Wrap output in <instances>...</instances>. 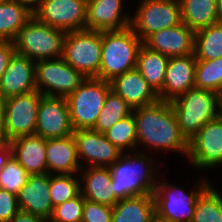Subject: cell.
I'll return each instance as SVG.
<instances>
[{
    "label": "cell",
    "mask_w": 222,
    "mask_h": 222,
    "mask_svg": "<svg viewBox=\"0 0 222 222\" xmlns=\"http://www.w3.org/2000/svg\"><path fill=\"white\" fill-rule=\"evenodd\" d=\"M50 174L30 175L27 183L17 194L20 210L38 215L48 221L54 206L49 195Z\"/></svg>",
    "instance_id": "cell-20"
},
{
    "label": "cell",
    "mask_w": 222,
    "mask_h": 222,
    "mask_svg": "<svg viewBox=\"0 0 222 222\" xmlns=\"http://www.w3.org/2000/svg\"><path fill=\"white\" fill-rule=\"evenodd\" d=\"M78 176L79 174H50L49 195L54 207L81 193V180Z\"/></svg>",
    "instance_id": "cell-33"
},
{
    "label": "cell",
    "mask_w": 222,
    "mask_h": 222,
    "mask_svg": "<svg viewBox=\"0 0 222 222\" xmlns=\"http://www.w3.org/2000/svg\"><path fill=\"white\" fill-rule=\"evenodd\" d=\"M10 141L5 126V101L0 96V144Z\"/></svg>",
    "instance_id": "cell-42"
},
{
    "label": "cell",
    "mask_w": 222,
    "mask_h": 222,
    "mask_svg": "<svg viewBox=\"0 0 222 222\" xmlns=\"http://www.w3.org/2000/svg\"><path fill=\"white\" fill-rule=\"evenodd\" d=\"M78 159H85L87 167H110L122 155L103 133L92 129H78L73 132Z\"/></svg>",
    "instance_id": "cell-15"
},
{
    "label": "cell",
    "mask_w": 222,
    "mask_h": 222,
    "mask_svg": "<svg viewBox=\"0 0 222 222\" xmlns=\"http://www.w3.org/2000/svg\"><path fill=\"white\" fill-rule=\"evenodd\" d=\"M187 158L197 169L222 164V116L207 122L189 140Z\"/></svg>",
    "instance_id": "cell-13"
},
{
    "label": "cell",
    "mask_w": 222,
    "mask_h": 222,
    "mask_svg": "<svg viewBox=\"0 0 222 222\" xmlns=\"http://www.w3.org/2000/svg\"><path fill=\"white\" fill-rule=\"evenodd\" d=\"M33 11L16 0H0V40L14 41Z\"/></svg>",
    "instance_id": "cell-28"
},
{
    "label": "cell",
    "mask_w": 222,
    "mask_h": 222,
    "mask_svg": "<svg viewBox=\"0 0 222 222\" xmlns=\"http://www.w3.org/2000/svg\"><path fill=\"white\" fill-rule=\"evenodd\" d=\"M140 3L131 16L130 28L142 41L155 32L182 23L179 0H141Z\"/></svg>",
    "instance_id": "cell-10"
},
{
    "label": "cell",
    "mask_w": 222,
    "mask_h": 222,
    "mask_svg": "<svg viewBox=\"0 0 222 222\" xmlns=\"http://www.w3.org/2000/svg\"><path fill=\"white\" fill-rule=\"evenodd\" d=\"M212 187L199 196L192 222H222V195Z\"/></svg>",
    "instance_id": "cell-31"
},
{
    "label": "cell",
    "mask_w": 222,
    "mask_h": 222,
    "mask_svg": "<svg viewBox=\"0 0 222 222\" xmlns=\"http://www.w3.org/2000/svg\"><path fill=\"white\" fill-rule=\"evenodd\" d=\"M182 23L194 32L218 22L217 0H179Z\"/></svg>",
    "instance_id": "cell-27"
},
{
    "label": "cell",
    "mask_w": 222,
    "mask_h": 222,
    "mask_svg": "<svg viewBox=\"0 0 222 222\" xmlns=\"http://www.w3.org/2000/svg\"><path fill=\"white\" fill-rule=\"evenodd\" d=\"M112 222H156L153 194L120 199L113 206Z\"/></svg>",
    "instance_id": "cell-25"
},
{
    "label": "cell",
    "mask_w": 222,
    "mask_h": 222,
    "mask_svg": "<svg viewBox=\"0 0 222 222\" xmlns=\"http://www.w3.org/2000/svg\"><path fill=\"white\" fill-rule=\"evenodd\" d=\"M222 83V56L212 60H197L195 88L215 92Z\"/></svg>",
    "instance_id": "cell-34"
},
{
    "label": "cell",
    "mask_w": 222,
    "mask_h": 222,
    "mask_svg": "<svg viewBox=\"0 0 222 222\" xmlns=\"http://www.w3.org/2000/svg\"><path fill=\"white\" fill-rule=\"evenodd\" d=\"M170 104L181 133L189 141L207 122L219 116L215 92L191 88Z\"/></svg>",
    "instance_id": "cell-4"
},
{
    "label": "cell",
    "mask_w": 222,
    "mask_h": 222,
    "mask_svg": "<svg viewBox=\"0 0 222 222\" xmlns=\"http://www.w3.org/2000/svg\"><path fill=\"white\" fill-rule=\"evenodd\" d=\"M29 176L25 168L12 156L0 173V188L17 195Z\"/></svg>",
    "instance_id": "cell-35"
},
{
    "label": "cell",
    "mask_w": 222,
    "mask_h": 222,
    "mask_svg": "<svg viewBox=\"0 0 222 222\" xmlns=\"http://www.w3.org/2000/svg\"><path fill=\"white\" fill-rule=\"evenodd\" d=\"M218 22L222 23V0H217Z\"/></svg>",
    "instance_id": "cell-45"
},
{
    "label": "cell",
    "mask_w": 222,
    "mask_h": 222,
    "mask_svg": "<svg viewBox=\"0 0 222 222\" xmlns=\"http://www.w3.org/2000/svg\"><path fill=\"white\" fill-rule=\"evenodd\" d=\"M33 16L66 33L83 30L86 29L87 0H40Z\"/></svg>",
    "instance_id": "cell-11"
},
{
    "label": "cell",
    "mask_w": 222,
    "mask_h": 222,
    "mask_svg": "<svg viewBox=\"0 0 222 222\" xmlns=\"http://www.w3.org/2000/svg\"><path fill=\"white\" fill-rule=\"evenodd\" d=\"M102 32L76 30L67 32L62 58L86 78H97L101 65Z\"/></svg>",
    "instance_id": "cell-8"
},
{
    "label": "cell",
    "mask_w": 222,
    "mask_h": 222,
    "mask_svg": "<svg viewBox=\"0 0 222 222\" xmlns=\"http://www.w3.org/2000/svg\"><path fill=\"white\" fill-rule=\"evenodd\" d=\"M29 7L32 11L39 5L40 0H16Z\"/></svg>",
    "instance_id": "cell-44"
},
{
    "label": "cell",
    "mask_w": 222,
    "mask_h": 222,
    "mask_svg": "<svg viewBox=\"0 0 222 222\" xmlns=\"http://www.w3.org/2000/svg\"><path fill=\"white\" fill-rule=\"evenodd\" d=\"M33 60L14 53L0 80V96L3 99L37 90Z\"/></svg>",
    "instance_id": "cell-18"
},
{
    "label": "cell",
    "mask_w": 222,
    "mask_h": 222,
    "mask_svg": "<svg viewBox=\"0 0 222 222\" xmlns=\"http://www.w3.org/2000/svg\"><path fill=\"white\" fill-rule=\"evenodd\" d=\"M122 153L137 148L136 122L133 112L103 133ZM131 149L133 151H131Z\"/></svg>",
    "instance_id": "cell-32"
},
{
    "label": "cell",
    "mask_w": 222,
    "mask_h": 222,
    "mask_svg": "<svg viewBox=\"0 0 222 222\" xmlns=\"http://www.w3.org/2000/svg\"><path fill=\"white\" fill-rule=\"evenodd\" d=\"M19 210L17 195L0 188V222H10Z\"/></svg>",
    "instance_id": "cell-38"
},
{
    "label": "cell",
    "mask_w": 222,
    "mask_h": 222,
    "mask_svg": "<svg viewBox=\"0 0 222 222\" xmlns=\"http://www.w3.org/2000/svg\"><path fill=\"white\" fill-rule=\"evenodd\" d=\"M15 52L14 43L12 41L0 40V80L9 60Z\"/></svg>",
    "instance_id": "cell-39"
},
{
    "label": "cell",
    "mask_w": 222,
    "mask_h": 222,
    "mask_svg": "<svg viewBox=\"0 0 222 222\" xmlns=\"http://www.w3.org/2000/svg\"><path fill=\"white\" fill-rule=\"evenodd\" d=\"M132 112L136 122L137 147L143 144L153 151L174 150L187 158L189 141L181 133L170 102L159 100Z\"/></svg>",
    "instance_id": "cell-1"
},
{
    "label": "cell",
    "mask_w": 222,
    "mask_h": 222,
    "mask_svg": "<svg viewBox=\"0 0 222 222\" xmlns=\"http://www.w3.org/2000/svg\"><path fill=\"white\" fill-rule=\"evenodd\" d=\"M84 197L78 196L55 206L51 218L46 222H82Z\"/></svg>",
    "instance_id": "cell-36"
},
{
    "label": "cell",
    "mask_w": 222,
    "mask_h": 222,
    "mask_svg": "<svg viewBox=\"0 0 222 222\" xmlns=\"http://www.w3.org/2000/svg\"><path fill=\"white\" fill-rule=\"evenodd\" d=\"M13 156L29 175L48 173L46 139L37 135H24L11 140Z\"/></svg>",
    "instance_id": "cell-24"
},
{
    "label": "cell",
    "mask_w": 222,
    "mask_h": 222,
    "mask_svg": "<svg viewBox=\"0 0 222 222\" xmlns=\"http://www.w3.org/2000/svg\"><path fill=\"white\" fill-rule=\"evenodd\" d=\"M43 95L34 90L4 99L8 139L35 134L38 106Z\"/></svg>",
    "instance_id": "cell-12"
},
{
    "label": "cell",
    "mask_w": 222,
    "mask_h": 222,
    "mask_svg": "<svg viewBox=\"0 0 222 222\" xmlns=\"http://www.w3.org/2000/svg\"><path fill=\"white\" fill-rule=\"evenodd\" d=\"M195 32L186 24L162 29L149 35L143 44L167 57L194 54Z\"/></svg>",
    "instance_id": "cell-17"
},
{
    "label": "cell",
    "mask_w": 222,
    "mask_h": 222,
    "mask_svg": "<svg viewBox=\"0 0 222 222\" xmlns=\"http://www.w3.org/2000/svg\"><path fill=\"white\" fill-rule=\"evenodd\" d=\"M216 95V105L219 116H222V83L219 85L217 90L215 91Z\"/></svg>",
    "instance_id": "cell-43"
},
{
    "label": "cell",
    "mask_w": 222,
    "mask_h": 222,
    "mask_svg": "<svg viewBox=\"0 0 222 222\" xmlns=\"http://www.w3.org/2000/svg\"><path fill=\"white\" fill-rule=\"evenodd\" d=\"M154 161L147 152L122 153L109 167L114 195L120 200L153 194L157 185Z\"/></svg>",
    "instance_id": "cell-2"
},
{
    "label": "cell",
    "mask_w": 222,
    "mask_h": 222,
    "mask_svg": "<svg viewBox=\"0 0 222 222\" xmlns=\"http://www.w3.org/2000/svg\"><path fill=\"white\" fill-rule=\"evenodd\" d=\"M196 60H212L222 56V23L217 22L195 32Z\"/></svg>",
    "instance_id": "cell-29"
},
{
    "label": "cell",
    "mask_w": 222,
    "mask_h": 222,
    "mask_svg": "<svg viewBox=\"0 0 222 222\" xmlns=\"http://www.w3.org/2000/svg\"><path fill=\"white\" fill-rule=\"evenodd\" d=\"M76 141L73 134L46 139V164L49 174H78L79 164Z\"/></svg>",
    "instance_id": "cell-22"
},
{
    "label": "cell",
    "mask_w": 222,
    "mask_h": 222,
    "mask_svg": "<svg viewBox=\"0 0 222 222\" xmlns=\"http://www.w3.org/2000/svg\"><path fill=\"white\" fill-rule=\"evenodd\" d=\"M168 59L169 57L146 47L144 44L138 52L136 69L157 94L163 88Z\"/></svg>",
    "instance_id": "cell-26"
},
{
    "label": "cell",
    "mask_w": 222,
    "mask_h": 222,
    "mask_svg": "<svg viewBox=\"0 0 222 222\" xmlns=\"http://www.w3.org/2000/svg\"><path fill=\"white\" fill-rule=\"evenodd\" d=\"M132 110L122 97L110 90L92 130L104 133L115 123L130 115Z\"/></svg>",
    "instance_id": "cell-30"
},
{
    "label": "cell",
    "mask_w": 222,
    "mask_h": 222,
    "mask_svg": "<svg viewBox=\"0 0 222 222\" xmlns=\"http://www.w3.org/2000/svg\"><path fill=\"white\" fill-rule=\"evenodd\" d=\"M10 222H46L41 217L19 210Z\"/></svg>",
    "instance_id": "cell-41"
},
{
    "label": "cell",
    "mask_w": 222,
    "mask_h": 222,
    "mask_svg": "<svg viewBox=\"0 0 222 222\" xmlns=\"http://www.w3.org/2000/svg\"><path fill=\"white\" fill-rule=\"evenodd\" d=\"M113 207L84 198L82 222H112Z\"/></svg>",
    "instance_id": "cell-37"
},
{
    "label": "cell",
    "mask_w": 222,
    "mask_h": 222,
    "mask_svg": "<svg viewBox=\"0 0 222 222\" xmlns=\"http://www.w3.org/2000/svg\"><path fill=\"white\" fill-rule=\"evenodd\" d=\"M86 77L62 57L35 63V84L44 96L64 97L73 93Z\"/></svg>",
    "instance_id": "cell-9"
},
{
    "label": "cell",
    "mask_w": 222,
    "mask_h": 222,
    "mask_svg": "<svg viewBox=\"0 0 222 222\" xmlns=\"http://www.w3.org/2000/svg\"><path fill=\"white\" fill-rule=\"evenodd\" d=\"M12 156L13 149L11 146V141L0 144V173Z\"/></svg>",
    "instance_id": "cell-40"
},
{
    "label": "cell",
    "mask_w": 222,
    "mask_h": 222,
    "mask_svg": "<svg viewBox=\"0 0 222 222\" xmlns=\"http://www.w3.org/2000/svg\"><path fill=\"white\" fill-rule=\"evenodd\" d=\"M66 32L41 23L34 16L20 29L14 43L16 53L34 62L62 57Z\"/></svg>",
    "instance_id": "cell-5"
},
{
    "label": "cell",
    "mask_w": 222,
    "mask_h": 222,
    "mask_svg": "<svg viewBox=\"0 0 222 222\" xmlns=\"http://www.w3.org/2000/svg\"><path fill=\"white\" fill-rule=\"evenodd\" d=\"M110 84L111 90L122 97L132 109L152 105L160 100L136 68L115 77Z\"/></svg>",
    "instance_id": "cell-21"
},
{
    "label": "cell",
    "mask_w": 222,
    "mask_h": 222,
    "mask_svg": "<svg viewBox=\"0 0 222 222\" xmlns=\"http://www.w3.org/2000/svg\"><path fill=\"white\" fill-rule=\"evenodd\" d=\"M82 166L79 175H82L81 194L85 199L113 207L119 199L114 195L112 174L109 167Z\"/></svg>",
    "instance_id": "cell-23"
},
{
    "label": "cell",
    "mask_w": 222,
    "mask_h": 222,
    "mask_svg": "<svg viewBox=\"0 0 222 222\" xmlns=\"http://www.w3.org/2000/svg\"><path fill=\"white\" fill-rule=\"evenodd\" d=\"M199 183V184H198ZM191 192L176 185L157 181L153 193L157 222H192L196 202L201 193L210 185L205 179L198 182Z\"/></svg>",
    "instance_id": "cell-6"
},
{
    "label": "cell",
    "mask_w": 222,
    "mask_h": 222,
    "mask_svg": "<svg viewBox=\"0 0 222 222\" xmlns=\"http://www.w3.org/2000/svg\"><path fill=\"white\" fill-rule=\"evenodd\" d=\"M123 4L124 0H87L86 29L102 32L130 27L131 15L124 13Z\"/></svg>",
    "instance_id": "cell-16"
},
{
    "label": "cell",
    "mask_w": 222,
    "mask_h": 222,
    "mask_svg": "<svg viewBox=\"0 0 222 222\" xmlns=\"http://www.w3.org/2000/svg\"><path fill=\"white\" fill-rule=\"evenodd\" d=\"M195 54L169 57L162 91L158 94L162 101H172L179 95L195 87Z\"/></svg>",
    "instance_id": "cell-19"
},
{
    "label": "cell",
    "mask_w": 222,
    "mask_h": 222,
    "mask_svg": "<svg viewBox=\"0 0 222 222\" xmlns=\"http://www.w3.org/2000/svg\"><path fill=\"white\" fill-rule=\"evenodd\" d=\"M110 90L109 81L86 78L73 93L66 97L74 131L94 127Z\"/></svg>",
    "instance_id": "cell-7"
},
{
    "label": "cell",
    "mask_w": 222,
    "mask_h": 222,
    "mask_svg": "<svg viewBox=\"0 0 222 222\" xmlns=\"http://www.w3.org/2000/svg\"><path fill=\"white\" fill-rule=\"evenodd\" d=\"M142 44L143 41L130 27L119 31H102L98 79L110 82L126 71L136 68Z\"/></svg>",
    "instance_id": "cell-3"
},
{
    "label": "cell",
    "mask_w": 222,
    "mask_h": 222,
    "mask_svg": "<svg viewBox=\"0 0 222 222\" xmlns=\"http://www.w3.org/2000/svg\"><path fill=\"white\" fill-rule=\"evenodd\" d=\"M73 132L66 98L43 95L38 106L35 134L52 139L66 137Z\"/></svg>",
    "instance_id": "cell-14"
}]
</instances>
